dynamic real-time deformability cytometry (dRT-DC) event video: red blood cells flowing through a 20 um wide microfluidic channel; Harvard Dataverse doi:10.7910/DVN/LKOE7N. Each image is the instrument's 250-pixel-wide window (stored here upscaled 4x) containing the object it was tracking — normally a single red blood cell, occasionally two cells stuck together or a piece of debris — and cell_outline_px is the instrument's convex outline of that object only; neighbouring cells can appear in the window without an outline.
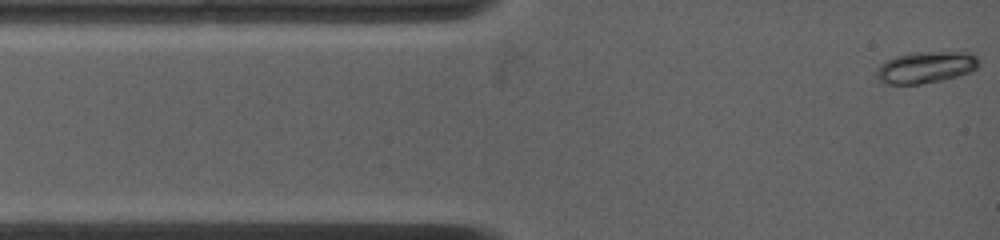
{"species": "common noctule bat (a hibernating species)", "species_latin": "Nyctalus noctula", "temperature_condition": "warm", "stored_images_in_passage": 66, "camera_frame_rate_fps": 4500, "um_per_image_px": 0.085, "animal": {"sex": "female", "body_mass_g": 19.0, "forearm_length_mm": 53.3}, "frame": {"image": 1, "passage_image": 1, "time_ms": 0.0, "image_size_px": [1000, 240], "cell_outline_px": [[980, 64], [972, 72], [940, 80], [920, 84], [880, 84], [876, 80], [876, 68], [880, 64], [896, 56], [908, 52], [960, 48], [972, 52], [976, 56]], "centroid_in_image_um": [78.74, 5.66], "position_along_channel_um": 6.3, "area_um2": 20.06}}
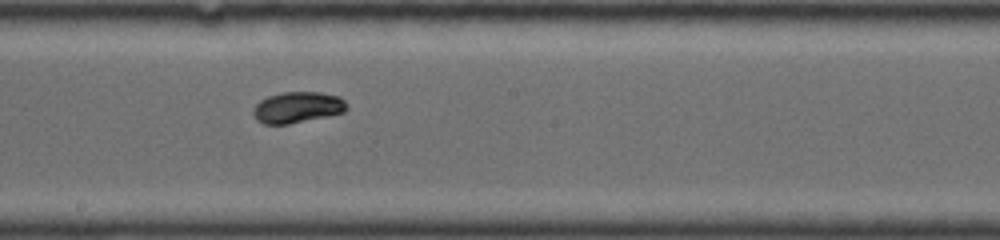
{"frame": {"image": 2, "passage_image": 32, "time_ms": 6.889, "image_size_px": [1000, 240], "cell_outline_px": [[348, 108], [344, 112], [328, 116], [288, 124], [264, 124], [256, 120], [252, 116], [252, 108], [260, 100], [268, 96], [280, 92], [320, 92], [340, 96], [348, 104]], "centroid_in_image_um": [25.27, 9.12], "position_along_channel_um": 222.9, "area_um2": 17.22}}
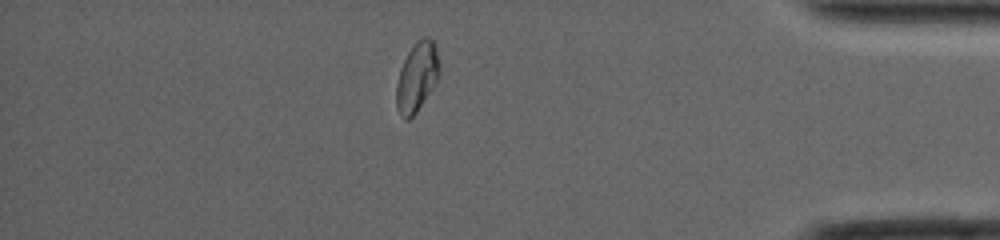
{"frame": {"image": 3, "passage_image": 57, "time_ms": 12.444, "image_size_px": [1000, 240], "cell_outline_px": [[440, 76], [416, 112], [408, 120], [404, 120], [400, 116], [396, 108], [396, 84], [400, 68], [408, 52], [416, 40], [424, 36], [428, 36], [436, 44], [440, 64]], "centroid_in_image_um": [35.44, 6.52], "position_along_channel_um": 399.8, "area_um2": 17.69}, "authors_computed_cell_mechanics": {"area_um2": 17.051, "velocity_mm_per_s": 3.8904, "shape_relaxation_time_tau1_ms": 2.5444, "shape_relaxation_time_tau2_ms": null, "deformation_change_tau1": 0.1364, "deformation_change_tau2": null}}